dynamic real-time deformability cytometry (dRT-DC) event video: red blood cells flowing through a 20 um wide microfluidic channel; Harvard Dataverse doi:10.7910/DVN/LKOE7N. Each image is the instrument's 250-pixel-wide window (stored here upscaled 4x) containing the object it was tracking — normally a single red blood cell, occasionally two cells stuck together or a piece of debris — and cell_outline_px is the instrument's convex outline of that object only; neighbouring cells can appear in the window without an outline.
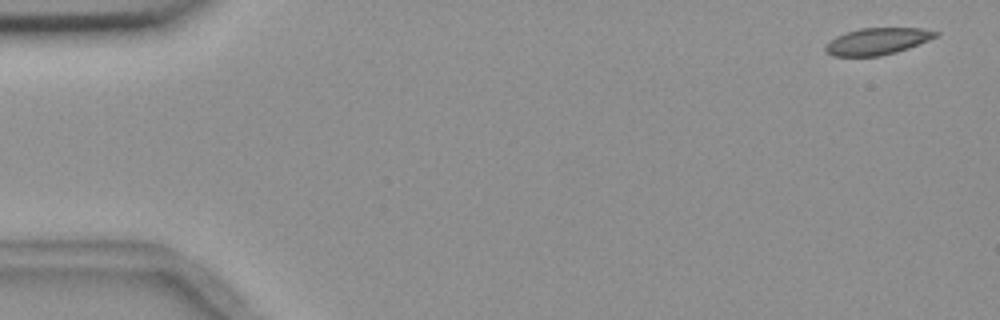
{"species": "common noctule bat (a hibernating species)", "species_latin": "Nyctalus noctula", "temperature_condition": "room temperature", "stored_images_in_passage": 5, "camera_frame_rate_fps": 3000, "um_per_image_px": 0.085, "animal": {"sex": "female", "body_mass_g": 18.4}, "frame": {"image": 1, "passage_image": 1, "time_ms": 0.0, "image_size_px": [1000, 320], "cell_outline_px": [[940, 32], [936, 36], [928, 40], [908, 48], [896, 52], [880, 56], [832, 56], [824, 52], [824, 48], [836, 36], [844, 32], [860, 28], [920, 28]], "centroid_in_image_um": [74.54, 3.51], "position_along_channel_um": 10.5, "area_um2": 17.11}}
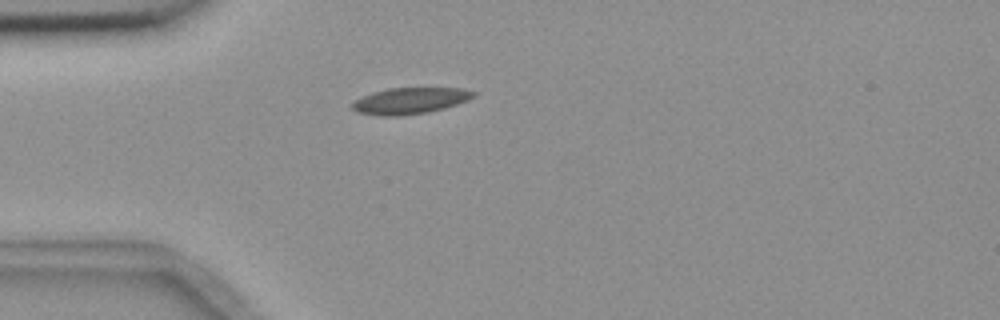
{"frame": {"image": 2, "passage_image": 5, "time_ms": 4.333, "image_size_px": [1000, 320], "cell_outline_px": [[476, 96], [468, 100], [444, 108], [428, 112], [400, 116], [380, 116], [356, 112], [352, 108], [352, 104], [356, 100], [372, 92], [388, 88], [464, 88], [476, 92]], "centroid_in_image_um": [34.87, 8.56], "position_along_channel_um": 50.1, "area_um2": 18.61}}